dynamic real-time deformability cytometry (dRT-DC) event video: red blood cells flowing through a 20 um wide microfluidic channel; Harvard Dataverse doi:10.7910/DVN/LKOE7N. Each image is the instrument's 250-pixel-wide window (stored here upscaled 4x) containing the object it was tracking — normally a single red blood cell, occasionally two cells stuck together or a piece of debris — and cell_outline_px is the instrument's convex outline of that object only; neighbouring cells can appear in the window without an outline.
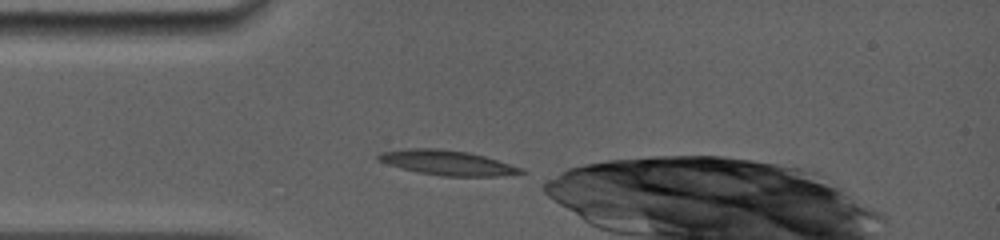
{"species": "common noctule bat (a hibernating species)", "species_latin": "Nyctalus noctula", "temperature_condition": "room temperature", "stored_images_in_passage": 13, "camera_frame_rate_fps": 5000, "um_per_image_px": 0.085, "animal": {"sex": "female", "body_mass_g": 19.0, "forearm_length_mm": 56.7}, "frame": {"image": 1, "passage_image": 1, "time_ms": 0.0, "image_size_px": [1000, 240], "cell_outline_px": [[528, 172], [496, 176], [444, 176], [420, 172], [388, 164], [376, 160], [376, 156], [380, 152], [408, 148], [440, 148], [468, 152], [484, 156], [524, 168]], "centroid_in_image_um": [38.03, 13.82], "position_along_channel_um": 47.0, "area_um2": 20.52}}
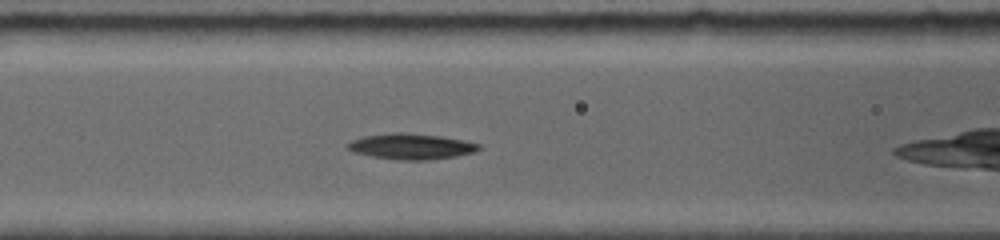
{"frame": {"image": 2, "passage_image": 6, "time_ms": 2.4, "image_size_px": [1000, 240], "cell_outline_px": [[480, 148], [476, 152], [456, 156], [428, 160], [396, 160], [372, 156], [352, 152], [348, 148], [348, 144], [352, 140], [364, 136], [392, 132], [404, 132], [440, 136], [464, 140], [480, 144]], "centroid_in_image_um": [34.96, 12.44], "position_along_channel_um": 131.6, "area_um2": 19.71}}
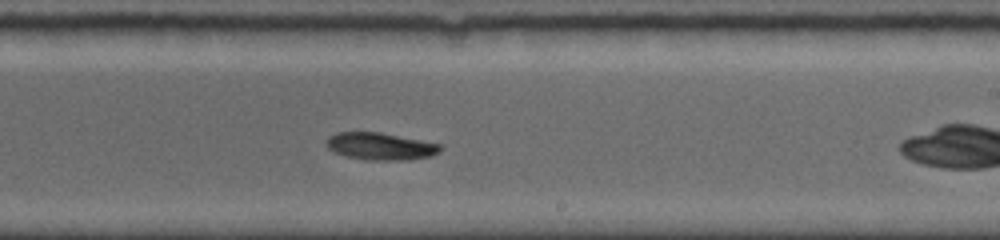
{"frame": {"image": 3, "passage_image": 13, "time_ms": 5.6, "image_size_px": [1000, 240], "cell_outline_px": [[444, 148], [440, 152], [432, 156], [408, 160], [372, 160], [348, 156], [332, 152], [324, 144], [328, 136], [336, 132], [380, 132], [444, 144]], "centroid_in_image_um": [32.38, 12.43], "position_along_channel_um": 256.6, "area_um2": 18.44}}